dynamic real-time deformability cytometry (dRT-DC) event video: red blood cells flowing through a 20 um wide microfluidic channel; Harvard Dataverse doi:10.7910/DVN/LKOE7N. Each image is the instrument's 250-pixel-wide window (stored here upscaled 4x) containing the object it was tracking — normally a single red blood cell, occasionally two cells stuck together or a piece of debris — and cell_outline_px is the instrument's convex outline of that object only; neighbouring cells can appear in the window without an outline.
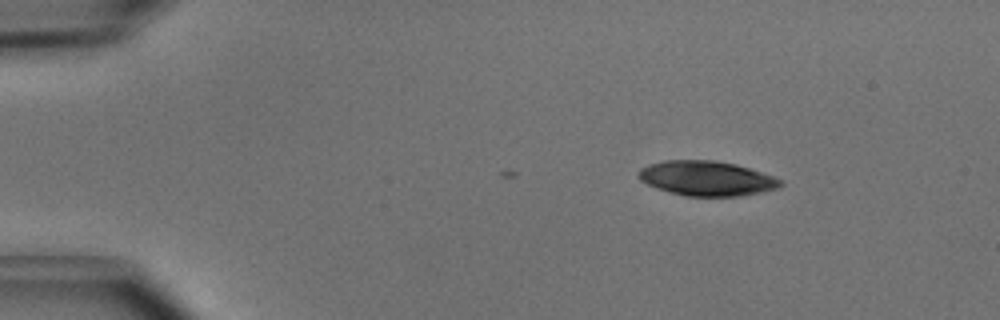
{"species": "common noctule bat (a hibernating species)", "species_latin": "Nyctalus noctula", "temperature_condition": "cold", "stored_images_in_passage": 2, "camera_frame_rate_fps": 3000, "um_per_image_px": 0.085, "animal": {"sex": "male", "body_mass_g": 15.6}, "frame": {"image": 1, "passage_image": 2, "time_ms": 0.333, "image_size_px": [1000, 320], "cell_outline_px": [[784, 184], [776, 188], [760, 192], [740, 196], [684, 196], [668, 192], [656, 188], [640, 180], [636, 176], [640, 168], [648, 164], [664, 160], [716, 160], [736, 164], [784, 180]], "centroid_in_image_um": [60.03, 15.16], "position_along_channel_um": 25.0, "area_um2": 28.9}}